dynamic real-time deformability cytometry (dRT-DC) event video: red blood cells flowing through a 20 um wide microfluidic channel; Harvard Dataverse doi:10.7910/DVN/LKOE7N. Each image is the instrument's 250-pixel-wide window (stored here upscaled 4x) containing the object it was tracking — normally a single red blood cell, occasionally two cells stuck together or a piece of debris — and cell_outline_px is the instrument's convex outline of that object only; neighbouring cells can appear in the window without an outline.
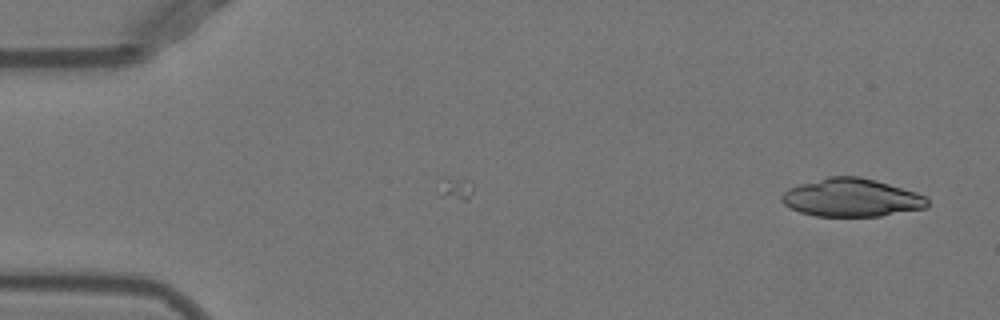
{"species": "Egyptian fruit bat (a non-hibernating species)", "species_latin": "Rousettus aegyptiacus", "temperature_condition": "warm", "stored_images_in_passage": 10, "camera_frame_rate_fps": 3000, "um_per_image_px": 0.085, "animal": {"sex": "female"}, "frame": {"image": 1, "passage_image": 10, "time_ms": 3.0, "image_size_px": [1000, 320], "cell_outline_px": [[928, 208], [880, 216], [816, 216], [800, 212], [788, 208], [780, 200], [780, 196], [788, 188], [800, 184], [828, 176], [860, 176], [876, 180], [916, 192], [924, 196], [928, 200]], "centroid_in_image_um": [72.36, 16.8], "position_along_channel_um": 12.6, "area_um2": 32.54}}